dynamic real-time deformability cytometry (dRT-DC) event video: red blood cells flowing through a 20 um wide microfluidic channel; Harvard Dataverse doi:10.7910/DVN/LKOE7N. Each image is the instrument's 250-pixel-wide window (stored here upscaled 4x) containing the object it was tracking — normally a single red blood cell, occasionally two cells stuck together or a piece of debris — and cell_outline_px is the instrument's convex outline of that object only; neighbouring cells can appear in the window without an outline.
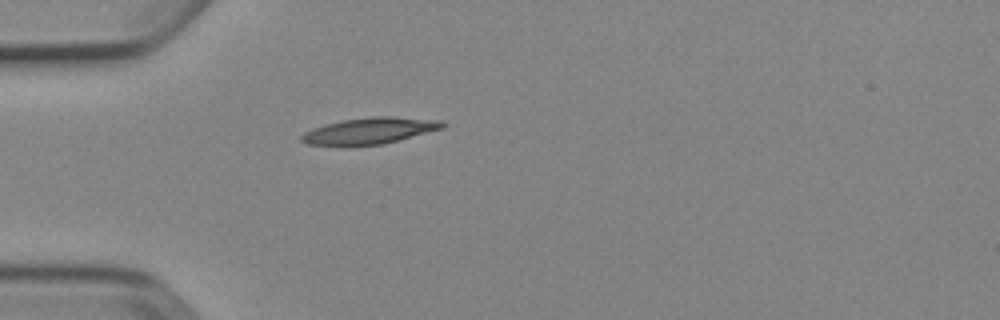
{"species": "Egyptian fruit bat (a non-hibernating species)", "species_latin": "Rousettus aegyptiacus", "temperature_condition": "cold", "stored_images_in_passage": 1, "camera_frame_rate_fps": 3000, "um_per_image_px": 0.085, "animal": {"sex": "female"}, "frame": {"image": 1, "passage_image": 1, "time_ms": 0.0, "image_size_px": [1000, 320], "cell_outline_px": [[448, 124], [444, 128], [384, 144], [308, 144], [300, 140], [300, 136], [304, 132], [312, 128], [324, 124], [344, 120], [372, 116], [392, 116], [440, 120]], "centroid_in_image_um": [31.48, 11.09], "position_along_channel_um": 53.5, "area_um2": 21.33}}